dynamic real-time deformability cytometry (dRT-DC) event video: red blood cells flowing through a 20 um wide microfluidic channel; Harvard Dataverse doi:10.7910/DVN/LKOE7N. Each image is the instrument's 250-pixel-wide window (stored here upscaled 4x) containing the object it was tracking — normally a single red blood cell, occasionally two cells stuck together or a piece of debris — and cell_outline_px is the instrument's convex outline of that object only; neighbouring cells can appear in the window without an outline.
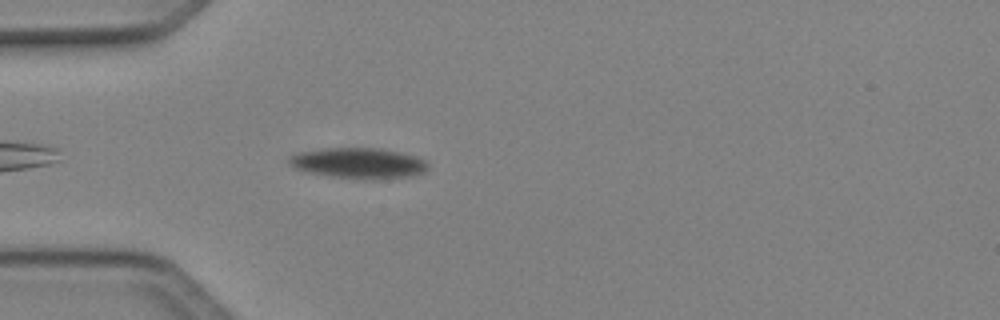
{"species": "Egyptian fruit bat (a non-hibernating species)", "species_latin": "Rousettus aegyptiacus", "temperature_condition": "cold", "stored_images_in_passage": 41, "camera_frame_rate_fps": 3000, "um_per_image_px": 0.085, "animal": {"sex": "female"}, "frame": {"image": 1, "passage_image": 2, "time_ms": 0.333, "image_size_px": [1000, 320], "cell_outline_px": [[428, 168], [424, 172], [412, 176], [376, 180], [364, 180], [328, 176], [304, 172], [292, 168], [288, 164], [288, 156], [296, 152], [328, 148], [380, 148], [400, 152], [416, 156], [424, 160], [428, 164]], "centroid_in_image_um": [30.43, 13.88], "position_along_channel_um": 54.6, "area_um2": 25.43}}
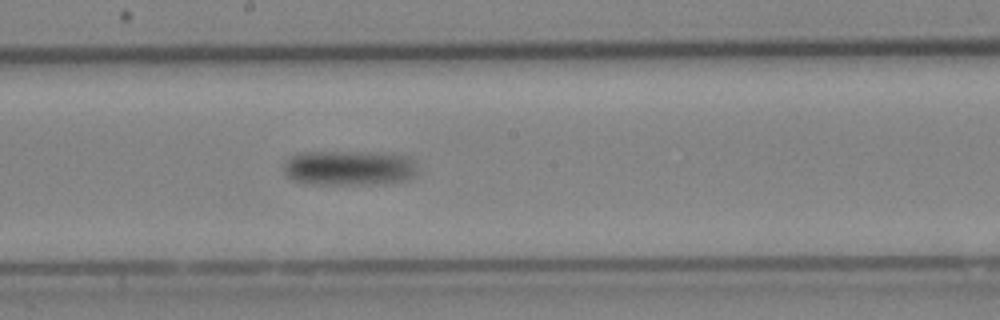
{"frame": {"image": 2, "passage_image": 16, "time_ms": 5.0, "image_size_px": [1000, 320], "cell_outline_px": [[420, 172], [416, 176], [408, 180], [384, 184], [304, 184], [292, 180], [284, 172], [284, 164], [292, 156], [304, 152], [392, 152], [412, 156], [416, 160]], "centroid_in_image_um": [29.83, 14.27], "position_along_channel_um": 218.4, "area_um2": 28.32}}
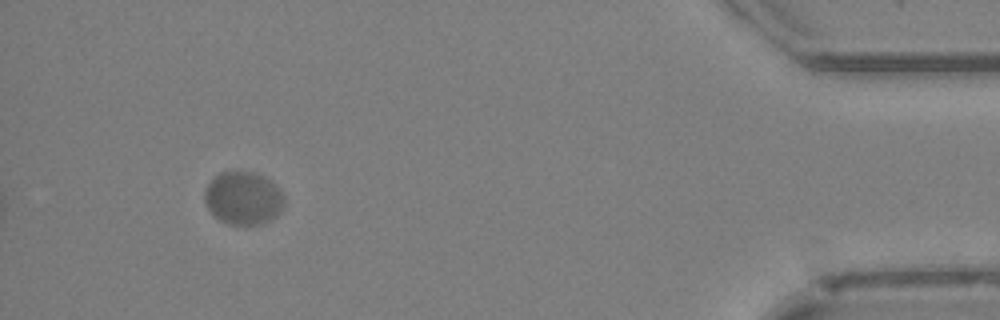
{"frame": {"image": 3, "passage_image": 37, "time_ms": 12.0, "image_size_px": [1000, 320], "cell_outline_px": [[284, 204], [280, 212], [272, 220], [260, 224], [228, 224], [212, 216], [204, 200], [204, 188], [220, 172], [252, 172], [264, 176], [272, 180], [276, 184], [284, 196]], "centroid_in_image_um": [20.68, 16.85], "position_along_channel_um": 414.5, "area_um2": 24.8}}